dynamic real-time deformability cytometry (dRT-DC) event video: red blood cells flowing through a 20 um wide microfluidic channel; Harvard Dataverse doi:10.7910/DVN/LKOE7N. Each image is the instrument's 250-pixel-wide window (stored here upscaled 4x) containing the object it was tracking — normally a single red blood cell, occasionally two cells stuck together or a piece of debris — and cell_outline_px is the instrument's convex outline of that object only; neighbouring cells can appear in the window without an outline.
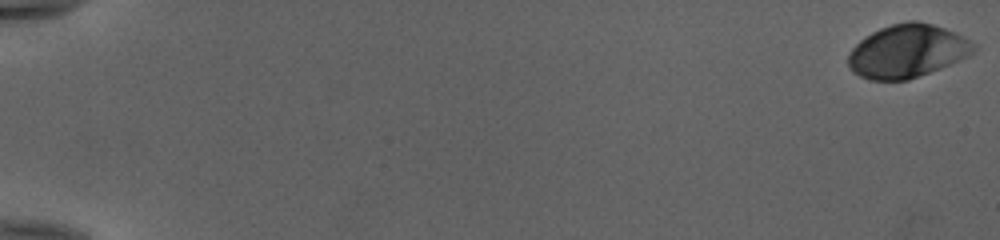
{"species": "human", "species_latin": "Homo sapiens", "temperature_condition": "cold", "stored_images_in_passage": 54, "camera_frame_rate_fps": 3000, "um_per_image_px": 0.085, "donor": {"sex": "female"}, "frame": {"image": 1, "passage_image": 1, "time_ms": 0.0, "image_size_px": [1000, 240], "cell_outline_px": [[976, 48], [972, 52], [940, 68], [908, 80], [872, 80], [860, 76], [852, 72], [848, 64], [848, 52], [864, 36], [880, 28], [892, 24], [908, 20], [916, 20], [932, 24], [944, 28], [976, 44]], "centroid_in_image_um": [77.04, 4.34], "position_along_channel_um": 8.0, "area_um2": 38.38}}
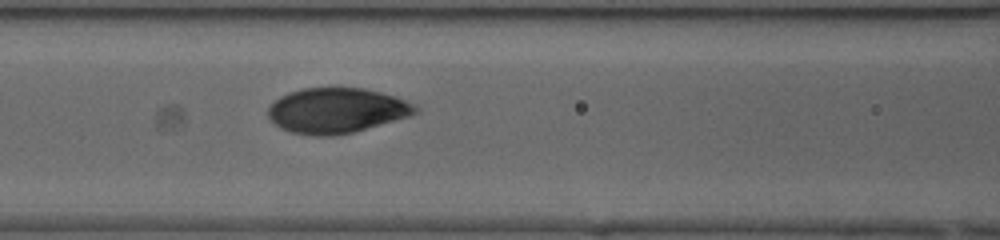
{"frame": {"image": 2, "passage_image": 26, "time_ms": 8.333, "image_size_px": [1000, 240], "cell_outline_px": [[420, 112], [408, 116], [352, 132], [332, 136], [312, 136], [292, 132], [280, 128], [268, 116], [268, 108], [280, 96], [288, 92], [304, 88], [364, 88], [396, 96], [416, 104], [420, 108]], "centroid_in_image_um": [28.63, 9.39], "position_along_channel_um": 138.0, "area_um2": 38.67}}
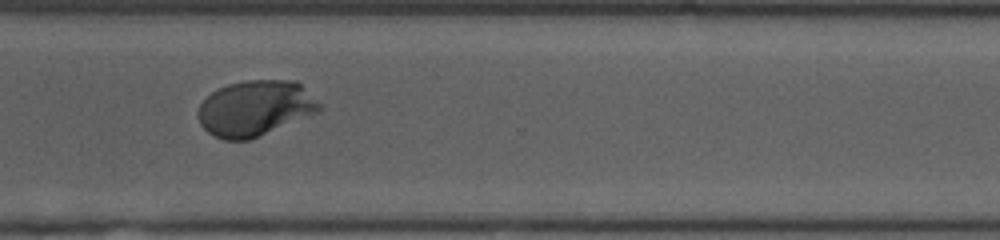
{"frame": {"image": 3, "passage_image": 42, "time_ms": 13.667, "image_size_px": [1000, 240], "cell_outline_px": [[324, 108], [320, 112], [248, 140], [224, 140], [212, 136], [200, 124], [196, 112], [200, 104], [212, 92], [228, 84], [248, 80], [296, 80]], "centroid_in_image_um": [21.68, 9.21], "position_along_channel_um": 348.9, "area_um2": 39.25}, "authors_computed_cell_mechanics": {"area_um2": 38.3792, "velocity_mm_per_s": 3.9622, "shape_relaxation_time_tau1_ms": 3.323, "shape_relaxation_time_tau2_ms": null, "deformation_change_tau1": 0.166, "deformation_change_tau2": null}}